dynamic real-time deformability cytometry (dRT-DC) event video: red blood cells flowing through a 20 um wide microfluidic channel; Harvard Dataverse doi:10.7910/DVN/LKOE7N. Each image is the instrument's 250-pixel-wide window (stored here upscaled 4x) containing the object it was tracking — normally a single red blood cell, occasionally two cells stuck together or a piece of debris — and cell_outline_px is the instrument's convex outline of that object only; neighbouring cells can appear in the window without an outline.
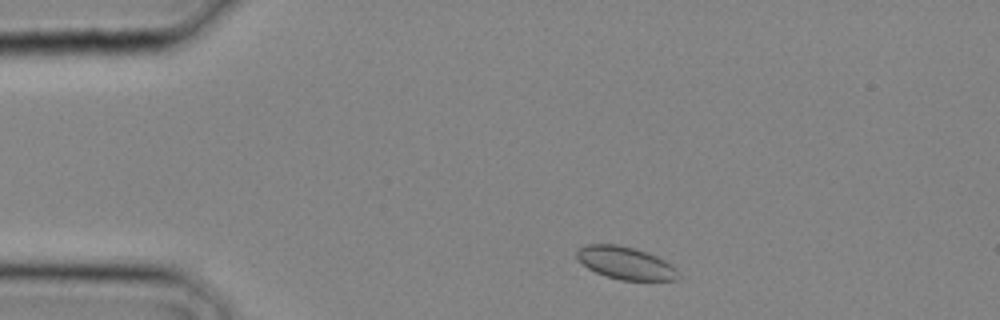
{"species": "common noctule bat (a hibernating species)", "species_latin": "Nyctalus noctula", "temperature_condition": "cold", "stored_images_in_passage": 15, "camera_frame_rate_fps": 3000, "um_per_image_px": 0.085, "animal": {"sex": "male", "body_mass_g": 20.4}, "frame": {"image": 1, "passage_image": 2, "time_ms": 0.333, "image_size_px": [1000, 320], "cell_outline_px": [[680, 276], [676, 280], [620, 280], [596, 272], [588, 268], [576, 256], [576, 252], [580, 248], [588, 244], [616, 244], [636, 248], [656, 256], [672, 264], [676, 268]], "centroid_in_image_um": [53.21, 22.35], "position_along_channel_um": 31.8, "area_um2": 19.13}}
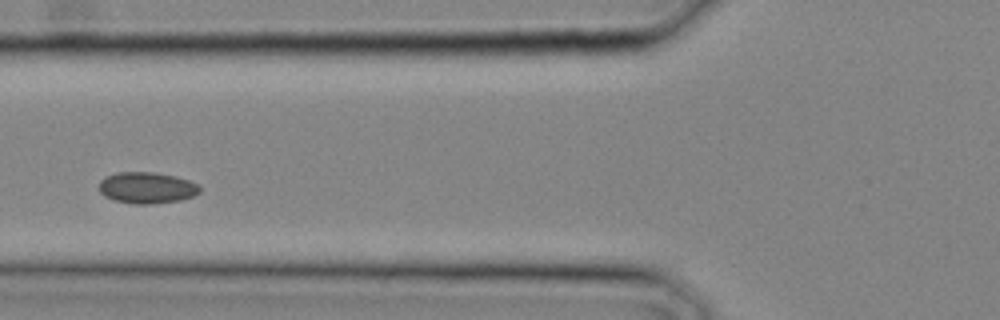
{"frame": {"image": 2, "passage_image": 8, "time_ms": 2.333, "image_size_px": [1000, 320], "cell_outline_px": [[200, 192], [192, 196], [180, 200], [152, 204], [132, 204], [116, 200], [104, 196], [100, 192], [100, 180], [104, 176], [116, 172], [156, 172], [188, 180], [196, 184], [200, 188]], "centroid_in_image_um": [12.44, 15.96], "position_along_channel_um": 113.4, "area_um2": 18.32}}
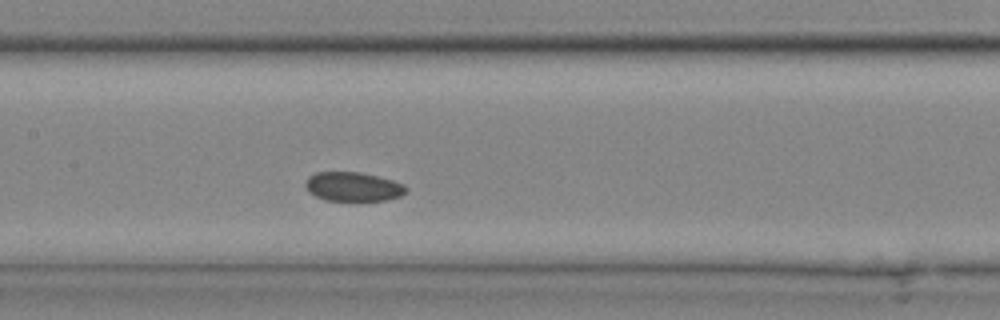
{"frame": {"image": 3, "passage_image": 11, "time_ms": 3.333, "image_size_px": [1000, 320], "cell_outline_px": [[408, 192], [400, 196], [388, 200], [324, 200], [308, 192], [304, 184], [308, 176], [316, 172], [360, 172], [392, 180], [404, 184], [408, 188]], "centroid_in_image_um": [30.01, 15.86], "position_along_channel_um": 177.4, "area_um2": 17.17}}